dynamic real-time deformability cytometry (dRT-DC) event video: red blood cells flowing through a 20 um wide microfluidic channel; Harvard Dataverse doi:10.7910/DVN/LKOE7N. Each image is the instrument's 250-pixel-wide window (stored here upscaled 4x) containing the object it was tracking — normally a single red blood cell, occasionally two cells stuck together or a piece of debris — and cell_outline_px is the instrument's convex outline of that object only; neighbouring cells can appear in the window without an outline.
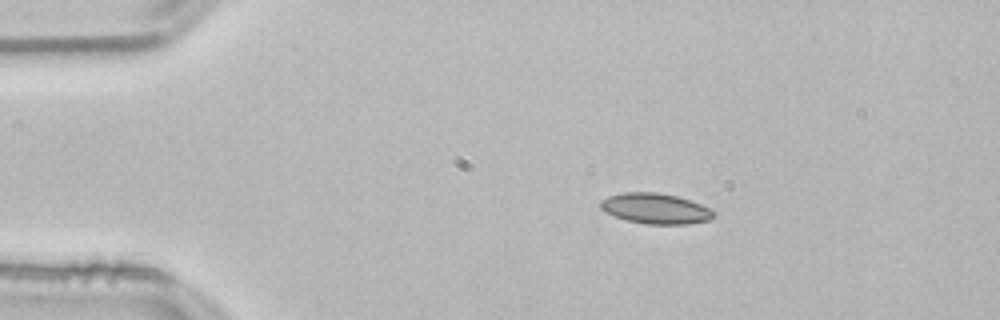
{"species": "common noctule bat (a hibernating species)", "species_latin": "Nyctalus noctula", "temperature_condition": "room temperature", "stored_images_in_passage": 45, "camera_frame_rate_fps": 3000, "um_per_image_px": 0.085, "animal": {"sex": "male", "body_mass_g": 21.5, "forearm_length_mm": 52.0}, "frame": {"image": 1, "passage_image": 1, "time_ms": 0.0, "image_size_px": [1000, 320], "cell_outline_px": [[716, 216], [708, 220], [684, 224], [648, 224], [628, 220], [604, 212], [600, 208], [600, 200], [608, 196], [620, 192], [656, 192], [676, 196], [712, 208], [716, 212]], "centroid_in_image_um": [55.71, 17.72], "position_along_channel_um": 29.3, "area_um2": 20.11}}
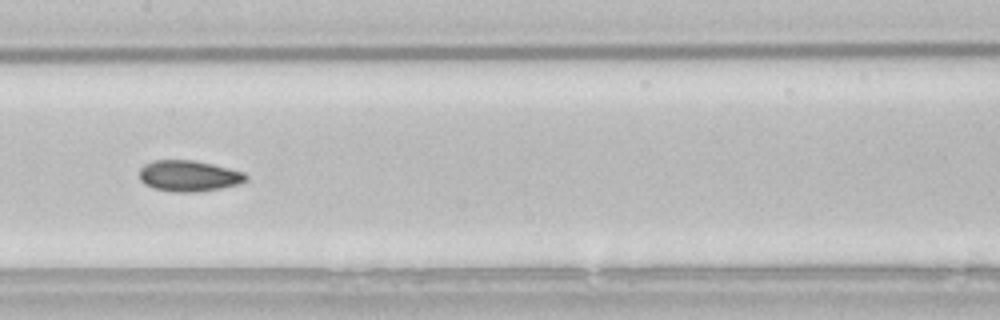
{"frame": {"image": 2, "passage_image": 18, "time_ms": 5.667, "image_size_px": [1000, 320], "cell_outline_px": [[248, 180], [236, 184], [220, 188], [192, 192], [172, 192], [152, 188], [144, 184], [140, 180], [140, 168], [144, 164], [152, 160], [192, 160], [212, 164], [244, 172], [248, 176]], "centroid_in_image_um": [16.01, 14.95], "position_along_channel_um": 191.4, "area_um2": 19.25}}
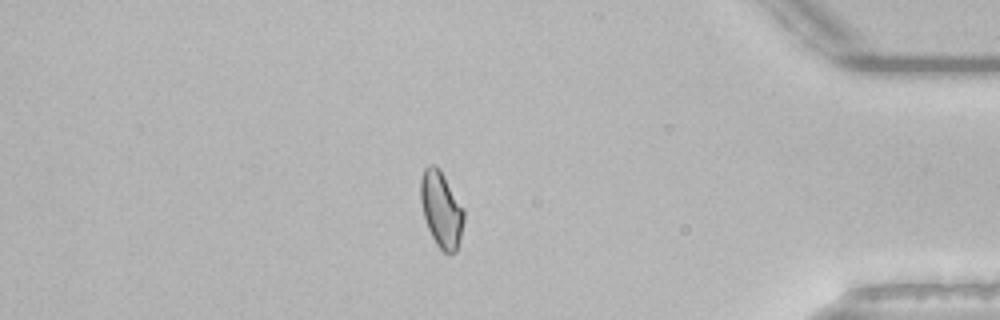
{"frame": {"image": 3, "passage_image": 37, "time_ms": 12.0, "image_size_px": [1000, 320], "cell_outline_px": [[464, 220], [460, 240], [456, 252], [444, 252], [436, 244], [428, 228], [424, 216], [420, 200], [420, 180], [424, 168], [428, 164], [436, 164], [444, 176], [464, 208]], "centroid_in_image_um": [37.5, 17.77], "position_along_channel_um": 397.7, "area_um2": 19.13}, "authors_computed_cell_mechanics": {"area_um2": 18.9584, "velocity_mm_per_s": 3.8265, "shape_relaxation_time_tau1_ms": null, "shape_relaxation_time_tau2_ms": 4.3, "deformation_change_tau1": null, "deformation_change_tau2": 0.0783}}